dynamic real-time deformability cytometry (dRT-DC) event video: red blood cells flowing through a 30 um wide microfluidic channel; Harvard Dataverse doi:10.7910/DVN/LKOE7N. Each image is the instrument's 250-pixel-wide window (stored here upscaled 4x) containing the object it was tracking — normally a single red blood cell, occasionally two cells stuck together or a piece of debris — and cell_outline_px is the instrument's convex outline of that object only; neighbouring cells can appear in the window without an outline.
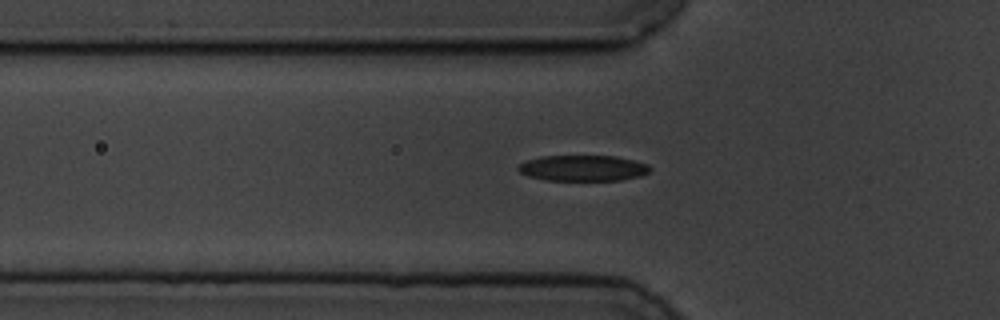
{"species": "common noctule bat (a hibernating species)", "species_latin": "Nyctalus noctula", "temperature_condition": "cold", "stored_images_in_passage": 40, "camera_frame_rate_fps": 3000, "um_per_image_px": 0.085, "animal": {"sex": "male", "body_mass_g": 19.5, "forearm_length_mm": 54.6}, "frame": {"image": 1, "passage_image": 6, "time_ms": 1.667, "image_size_px": [1000, 320], "cell_outline_px": [[652, 168], [648, 172], [640, 176], [620, 180], [544, 180], [528, 176], [520, 172], [516, 168], [520, 164], [528, 160], [540, 156], [616, 156], [648, 164]], "centroid_in_image_um": [49.55, 14.29], "position_along_channel_um": 76.3, "area_um2": 19.77}}
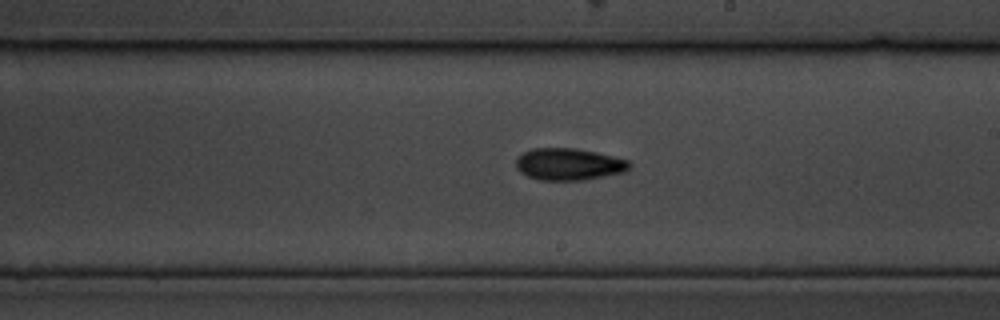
{"frame": {"image": 2, "passage_image": 20, "time_ms": 6.333, "image_size_px": [1000, 320], "cell_outline_px": [[632, 168], [624, 172], [584, 180], [540, 180], [528, 176], [520, 172], [516, 168], [516, 160], [524, 152], [532, 148], [572, 148], [596, 152], [632, 160]], "centroid_in_image_um": [48.41, 13.96], "position_along_channel_um": 240.6, "area_um2": 21.27}}
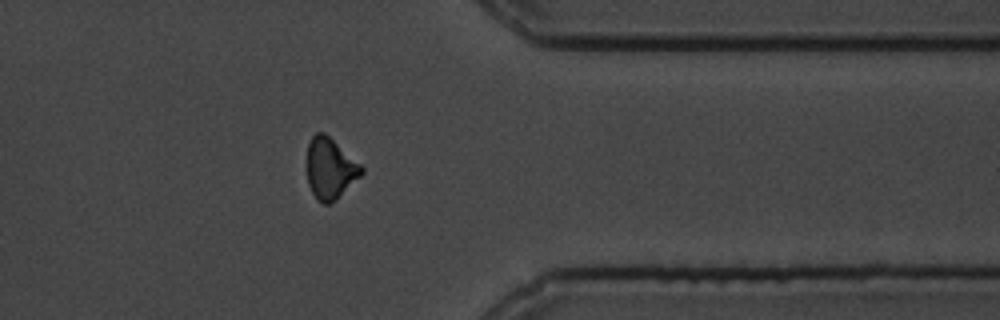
{"frame": {"image": 3, "passage_image": 33, "time_ms": 10.667, "image_size_px": [1000, 320], "cell_outline_px": [[364, 172], [336, 200], [328, 204], [324, 204], [312, 192], [308, 184], [304, 164], [308, 144], [312, 136], [316, 132], [324, 132], [360, 164], [364, 168]], "centroid_in_image_um": [28.01, 14.31], "position_along_channel_um": 383.4, "area_um2": 19.54}, "authors_computed_cell_mechanics": {"area_um2": 20.3167, "velocity_mm_per_s": 3.514, "shape_relaxation_time_tau1_ms": 4.0106, "shape_relaxation_time_tau2_ms": 4.2302, "deformation_change_tau1": 0.1423, "deformation_change_tau2": 0.106}}